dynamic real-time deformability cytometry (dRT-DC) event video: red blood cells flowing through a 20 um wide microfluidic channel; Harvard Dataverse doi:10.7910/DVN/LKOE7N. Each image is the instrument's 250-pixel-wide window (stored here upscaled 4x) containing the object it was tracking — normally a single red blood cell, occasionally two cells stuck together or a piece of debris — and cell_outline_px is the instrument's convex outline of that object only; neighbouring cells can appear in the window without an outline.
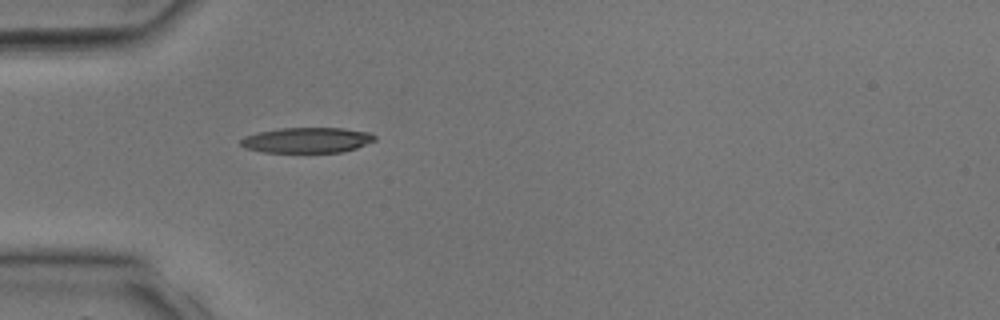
{"species": "common noctule bat (a hibernating species)", "species_latin": "Nyctalus noctula", "temperature_condition": "room temperature", "stored_images_in_passage": 21, "camera_frame_rate_fps": 3000, "um_per_image_px": 0.085, "animal": {"sex": "male", "body_mass_g": 17.9, "forearm_length_mm": 54.2}, "frame": {"image": 1, "passage_image": 1, "time_ms": 0.0, "image_size_px": [1000, 320], "cell_outline_px": [[376, 140], [356, 148], [340, 152], [264, 152], [244, 148], [240, 144], [240, 140], [244, 136], [260, 132], [280, 128], [344, 128], [368, 132], [376, 136]], "centroid_in_image_um": [26.09, 11.91], "position_along_channel_um": 58.9, "area_um2": 19.77}}
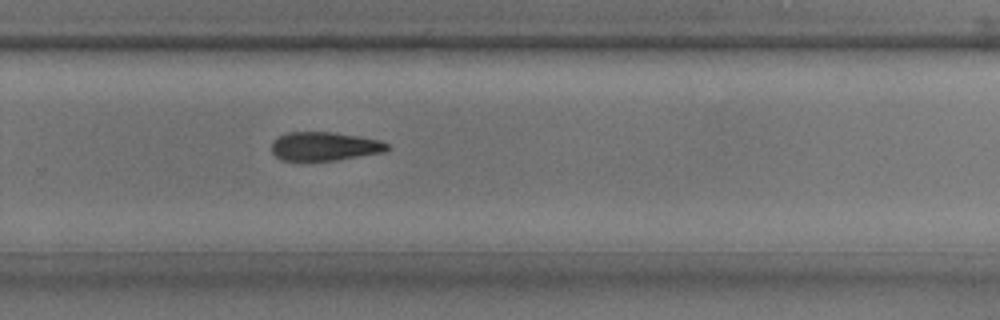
{"frame": {"image": 2, "passage_image": 13, "time_ms": 4.0, "image_size_px": [1000, 320], "cell_outline_px": [[392, 148], [384, 152], [336, 160], [280, 160], [272, 152], [272, 140], [288, 132], [332, 132], [380, 140], [388, 144]], "centroid_in_image_um": [27.59, 12.43], "position_along_channel_um": 302.2, "area_um2": 19.25}}
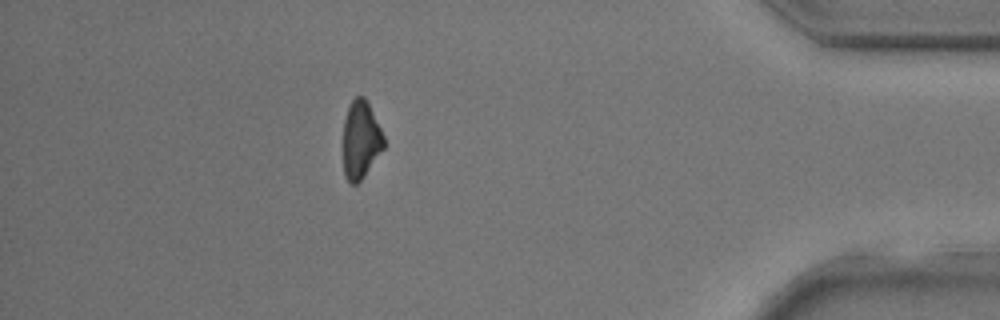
{"frame": {"image": 3, "passage_image": 20, "time_ms": 6.333, "image_size_px": [1000, 320], "cell_outline_px": [[384, 148], [360, 180], [356, 184], [352, 184], [348, 180], [344, 172], [344, 120], [348, 108], [352, 100], [356, 96], [364, 96], [384, 136]], "centroid_in_image_um": [30.66, 11.87], "position_along_channel_um": 404.5, "area_um2": 17.92}}